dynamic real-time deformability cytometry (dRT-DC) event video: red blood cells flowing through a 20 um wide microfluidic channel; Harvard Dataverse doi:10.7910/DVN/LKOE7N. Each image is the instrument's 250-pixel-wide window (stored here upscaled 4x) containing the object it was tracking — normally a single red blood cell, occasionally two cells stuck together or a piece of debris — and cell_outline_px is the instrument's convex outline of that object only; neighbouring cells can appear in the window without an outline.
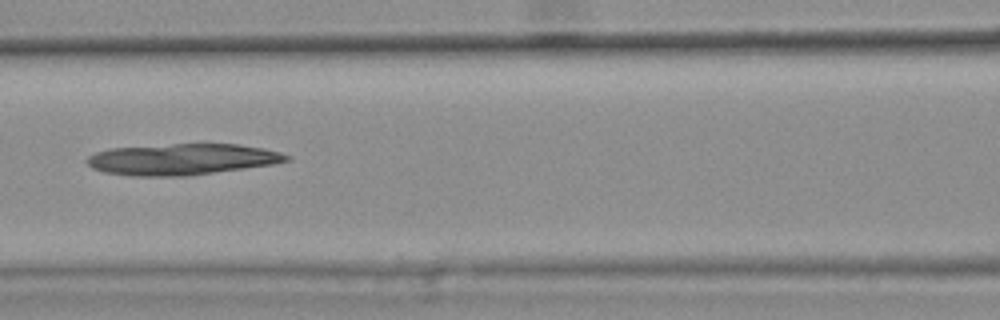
{"species": "common noctule bat (a hibernating species)", "species_latin": "Nyctalus noctula", "temperature_condition": "warm", "stored_images_in_passage": 9, "camera_frame_rate_fps": 3000, "um_per_image_px": 0.085, "animal": {"sex": "female", "body_mass_g": 25.1}, "frame": {"image": 1, "passage_image": 6, "time_ms": 1.667, "image_size_px": [1000, 320], "cell_outline_px": [[292, 160], [272, 164], [188, 176], [132, 176], [104, 172], [92, 168], [84, 160], [88, 156], [96, 152], [112, 148], [172, 144], [240, 144], [264, 148], [280, 152], [292, 156]], "centroid_in_image_um": [15.49, 13.54], "position_along_channel_um": 151.1, "area_um2": 36.36}}